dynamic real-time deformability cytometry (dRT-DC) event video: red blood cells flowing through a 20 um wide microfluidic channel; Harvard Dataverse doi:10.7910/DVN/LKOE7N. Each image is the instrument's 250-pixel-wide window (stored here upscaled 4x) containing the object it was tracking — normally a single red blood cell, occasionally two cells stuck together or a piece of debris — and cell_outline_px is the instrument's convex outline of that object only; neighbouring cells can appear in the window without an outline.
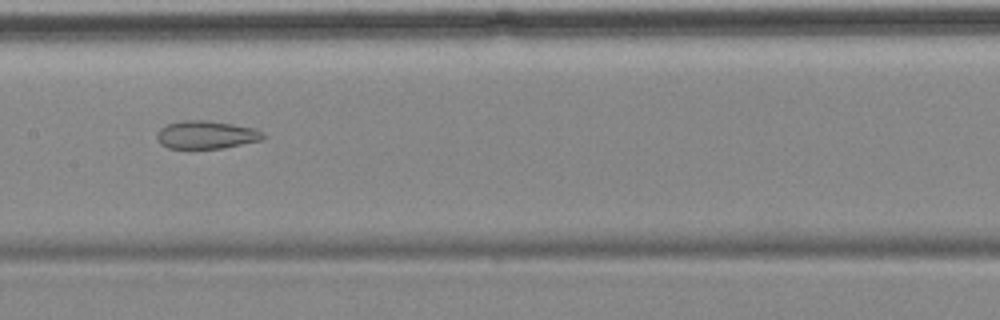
{"species": "common noctule bat (a hibernating species)", "species_latin": "Nyctalus noctula", "temperature_condition": "cold", "stored_images_in_passage": 10, "camera_frame_rate_fps": 3000, "um_per_image_px": 0.085, "animal": {"sex": "female", "body_mass_g": 18.4}, "frame": {"image": 1, "passage_image": 7, "time_ms": 7.0, "image_size_px": [1000, 320], "cell_outline_px": [[264, 140], [224, 148], [168, 148], [160, 144], [156, 136], [160, 128], [168, 124], [184, 120], [208, 120], [256, 128], [264, 132]], "centroid_in_image_um": [17.57, 11.46], "position_along_channel_um": 189.8, "area_um2": 17.46}}